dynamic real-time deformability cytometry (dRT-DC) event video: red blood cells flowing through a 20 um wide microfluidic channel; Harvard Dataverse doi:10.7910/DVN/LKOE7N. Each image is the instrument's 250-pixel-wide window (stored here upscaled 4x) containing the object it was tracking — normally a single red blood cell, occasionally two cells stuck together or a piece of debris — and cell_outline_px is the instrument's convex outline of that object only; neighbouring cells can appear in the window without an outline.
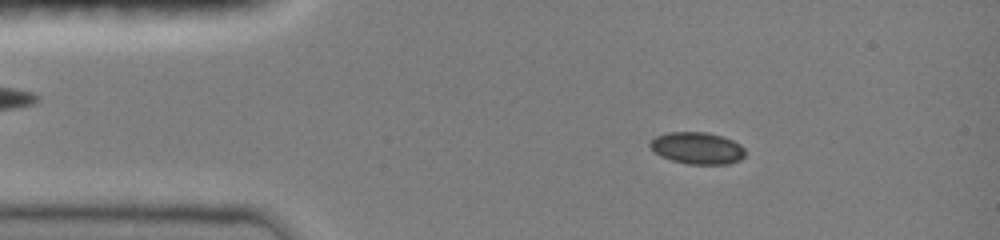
{"species": "common noctule bat (a hibernating species)", "species_latin": "Nyctalus noctula", "temperature_condition": "room temperature", "stored_images_in_passage": 5, "camera_frame_rate_fps": 3000, "um_per_image_px": 0.085, "animal": {"sex": "female", "body_mass_g": 19.0, "forearm_length_mm": 51.5}, "frame": {"image": 1, "passage_image": 3, "time_ms": 1.333, "image_size_px": [1000, 240], "cell_outline_px": [[744, 156], [740, 160], [728, 164], [688, 164], [672, 160], [660, 156], [648, 144], [656, 136], [668, 132], [708, 132], [732, 140], [740, 144], [744, 148]], "centroid_in_image_um": [59.27, 12.59], "position_along_channel_um": 25.7, "area_um2": 17.57}}